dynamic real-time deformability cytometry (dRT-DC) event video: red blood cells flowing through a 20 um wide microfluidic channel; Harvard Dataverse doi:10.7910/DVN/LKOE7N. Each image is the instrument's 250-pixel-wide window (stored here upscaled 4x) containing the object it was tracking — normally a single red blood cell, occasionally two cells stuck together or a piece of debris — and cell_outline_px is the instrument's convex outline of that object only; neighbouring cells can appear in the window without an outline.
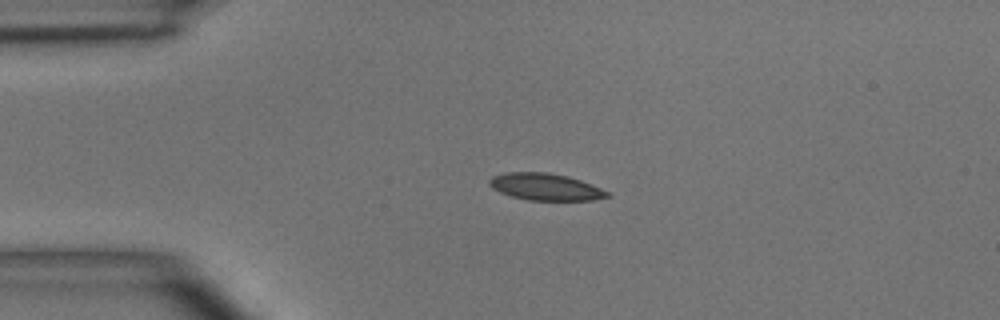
{"species": "common noctule bat (a hibernating species)", "species_latin": "Nyctalus noctula", "temperature_condition": "room temperature", "stored_images_in_passage": 3, "camera_frame_rate_fps": 3000, "um_per_image_px": 0.085, "animal": {"sex": "male", "body_mass_g": 15.6}, "frame": {"image": 1, "passage_image": 2, "time_ms": 2.0, "image_size_px": [1000, 320], "cell_outline_px": [[612, 196], [592, 200], [528, 200], [512, 196], [500, 192], [492, 188], [488, 184], [488, 180], [492, 176], [504, 172], [548, 172], [568, 176], [580, 180], [600, 188], [608, 192]], "centroid_in_image_um": [46.33, 15.87], "position_along_channel_um": 38.7, "area_um2": 18.5}}